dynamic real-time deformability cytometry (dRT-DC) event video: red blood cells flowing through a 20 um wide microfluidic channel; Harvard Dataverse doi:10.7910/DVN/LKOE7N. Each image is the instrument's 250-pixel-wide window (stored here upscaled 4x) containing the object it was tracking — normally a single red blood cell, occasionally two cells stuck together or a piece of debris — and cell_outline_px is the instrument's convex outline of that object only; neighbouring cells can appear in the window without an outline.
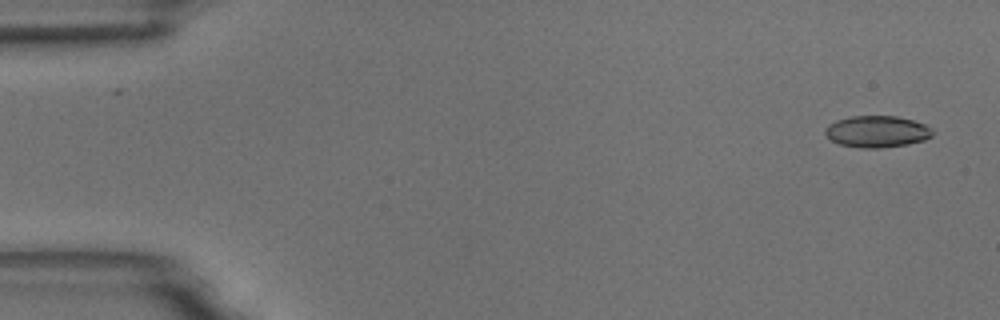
{"species": "common noctule bat (a hibernating species)", "species_latin": "Nyctalus noctula", "temperature_condition": "room temperature", "stored_images_in_passage": 5, "camera_frame_rate_fps": 3000, "um_per_image_px": 0.085, "animal": {"sex": "male", "body_mass_g": 18.8}, "frame": {"image": 1, "passage_image": 1, "time_ms": 0.0, "image_size_px": [1000, 320], "cell_outline_px": [[936, 132], [932, 136], [924, 140], [908, 144], [880, 148], [860, 148], [840, 144], [832, 140], [824, 132], [824, 128], [828, 124], [836, 120], [848, 116], [896, 116], [912, 120], [924, 124], [932, 128]], "centroid_in_image_um": [74.55, 11.18], "position_along_channel_um": 10.4, "area_um2": 19.94}}
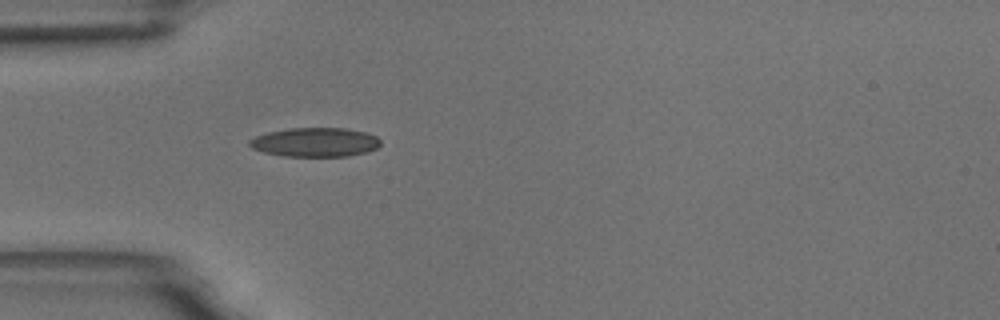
{"frame": {"image": 2, "passage_image": 5, "time_ms": 4.667, "image_size_px": [1000, 320], "cell_outline_px": [[380, 144], [376, 148], [368, 152], [348, 156], [284, 156], [264, 152], [252, 148], [248, 144], [248, 140], [256, 136], [268, 132], [288, 128], [344, 128], [364, 132], [376, 136], [380, 140]], "centroid_in_image_um": [26.78, 12.09], "position_along_channel_um": 58.2, "area_um2": 22.2}}